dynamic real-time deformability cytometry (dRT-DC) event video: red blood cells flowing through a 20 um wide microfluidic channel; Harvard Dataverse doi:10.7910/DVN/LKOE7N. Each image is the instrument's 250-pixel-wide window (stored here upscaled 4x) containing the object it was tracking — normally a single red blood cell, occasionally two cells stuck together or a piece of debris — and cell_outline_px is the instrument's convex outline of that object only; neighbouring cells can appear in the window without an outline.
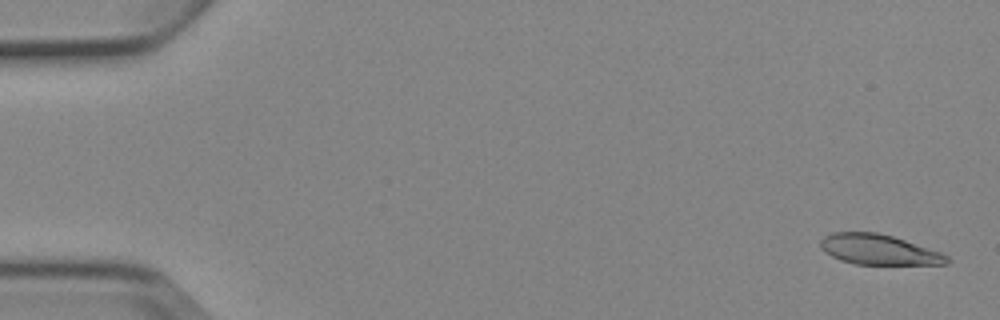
{"species": "Egyptian fruit bat (a non-hibernating species)", "species_latin": "Rousettus aegyptiacus", "temperature_condition": "cold", "stored_images_in_passage": 4, "camera_frame_rate_fps": 3000, "um_per_image_px": 0.085, "animal": {"sex": "female"}, "frame": {"image": 1, "passage_image": 1, "time_ms": 0.0, "image_size_px": [1000, 320], "cell_outline_px": [[952, 260], [948, 264], [856, 264], [840, 260], [824, 252], [820, 248], [820, 240], [824, 236], [832, 232], [876, 232], [892, 236], [944, 252]], "centroid_in_image_um": [74.72, 21.21], "position_along_channel_um": 10.3, "area_um2": 22.48}}
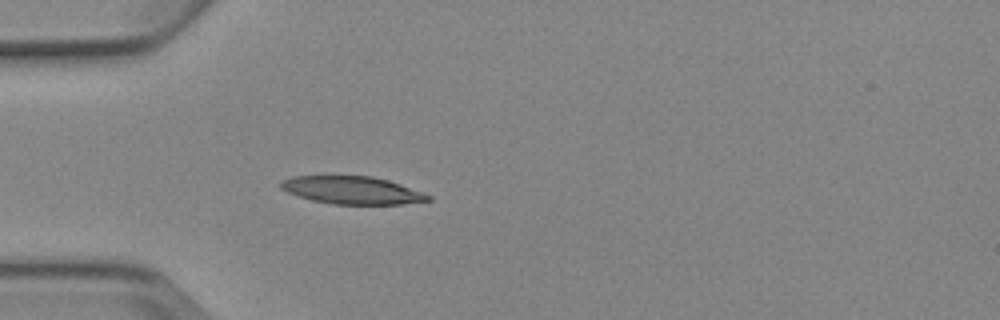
{"frame": {"image": 2, "passage_image": 4, "time_ms": 4.667, "image_size_px": [1000, 320], "cell_outline_px": [[432, 200], [404, 204], [332, 204], [312, 200], [288, 192], [280, 188], [280, 180], [292, 176], [372, 176], [388, 180], [400, 184], [432, 196]], "centroid_in_image_um": [29.93, 16.17], "position_along_channel_um": 55.1, "area_um2": 23.7}}